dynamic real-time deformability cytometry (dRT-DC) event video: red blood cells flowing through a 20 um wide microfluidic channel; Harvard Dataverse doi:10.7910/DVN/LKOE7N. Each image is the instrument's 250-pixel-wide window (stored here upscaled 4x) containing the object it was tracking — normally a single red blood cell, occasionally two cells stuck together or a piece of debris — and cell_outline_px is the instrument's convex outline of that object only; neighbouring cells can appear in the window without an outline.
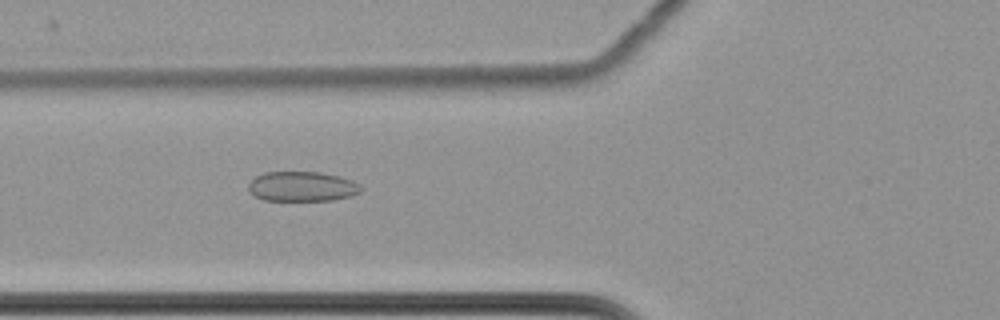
{"species": "common noctule bat (a hibernating species)", "species_latin": "Nyctalus noctula", "temperature_condition": "cold", "stored_images_in_passage": 61, "camera_frame_rate_fps": 3000, "um_per_image_px": 0.085, "animal": {"sex": "female", "body_mass_g": 22.7, "forearm_length_mm": 54.2}, "frame": {"image": 1, "passage_image": 25, "time_ms": 8.0, "image_size_px": [1000, 320], "cell_outline_px": [[364, 188], [360, 192], [352, 196], [332, 200], [264, 200], [256, 196], [248, 188], [248, 184], [256, 176], [264, 172], [320, 172], [340, 176], [352, 180], [360, 184]], "centroid_in_image_um": [25.73, 15.84], "position_along_channel_um": 100.1, "area_um2": 19.59}}
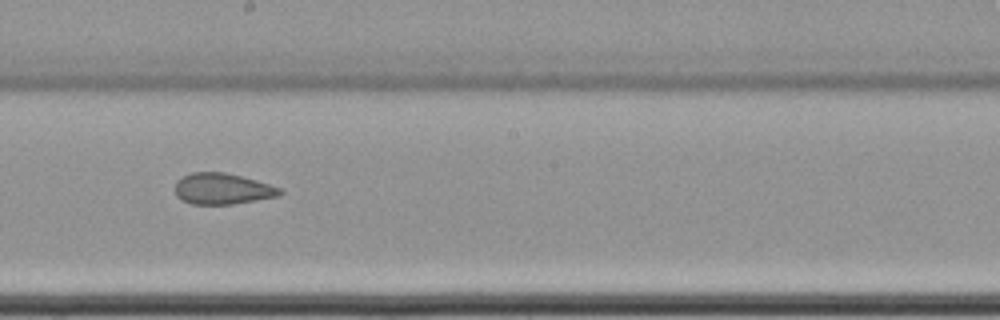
{"frame": {"image": 2, "passage_image": 36, "time_ms": 11.667, "image_size_px": [1000, 320], "cell_outline_px": [[284, 192], [280, 196], [232, 204], [192, 204], [176, 196], [176, 180], [192, 172], [224, 172], [256, 180], [280, 188]], "centroid_in_image_um": [18.92, 16.05], "position_along_channel_um": 229.3, "area_um2": 18.84}}
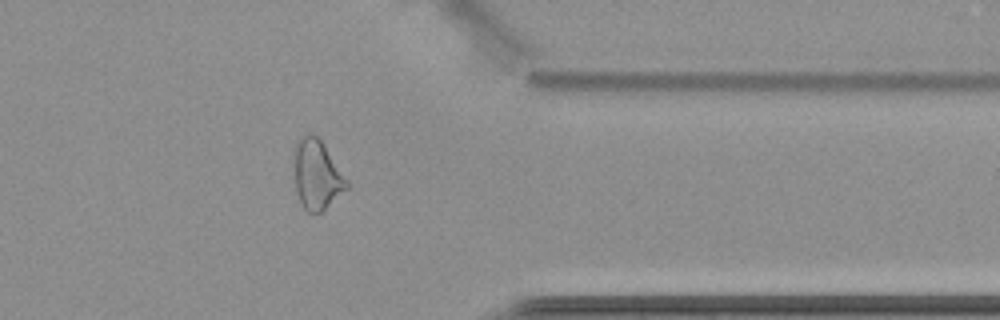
{"frame": {"image": 3, "passage_image": 50, "time_ms": 16.333, "image_size_px": [1000, 320], "cell_outline_px": [[352, 184], [348, 188], [320, 212], [308, 212], [304, 208], [300, 200], [296, 188], [292, 148], [296, 140], [304, 132], [308, 132], [316, 136], [324, 144]], "centroid_in_image_um": [26.93, 14.77], "position_along_channel_um": 384.5, "area_um2": 21.79}, "authors_computed_cell_mechanics": {"area_um2": 22.7154, "velocity_mm_per_s": 3.5157, "shape_relaxation_time_tau1_ms": null, "shape_relaxation_time_tau2_ms": 2.9795, "deformation_change_tau1": null, "deformation_change_tau2": 0.1007}}